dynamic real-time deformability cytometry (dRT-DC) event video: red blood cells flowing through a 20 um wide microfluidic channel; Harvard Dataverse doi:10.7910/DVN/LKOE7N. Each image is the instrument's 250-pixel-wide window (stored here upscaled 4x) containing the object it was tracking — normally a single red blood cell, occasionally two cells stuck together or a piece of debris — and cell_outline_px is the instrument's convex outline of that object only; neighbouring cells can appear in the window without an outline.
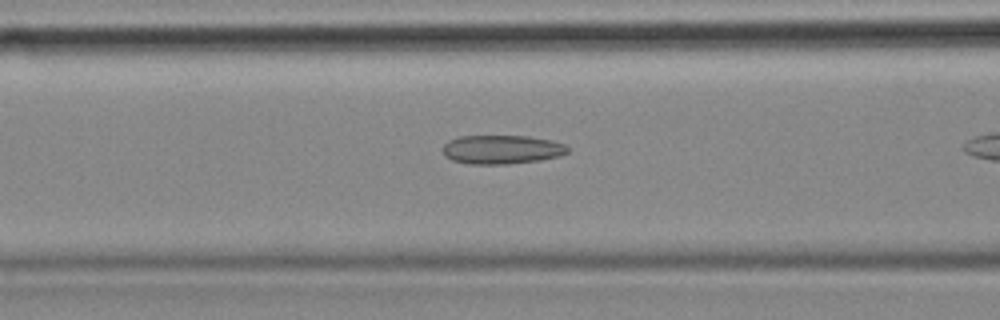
{"species": "common noctule bat (a hibernating species)", "species_latin": "Nyctalus noctula", "temperature_condition": "cold", "stored_images_in_passage": 22, "camera_frame_rate_fps": 3000, "um_per_image_px": 0.085, "animal": {"sex": "female", "body_mass_g": 18.4}, "frame": {"image": 1, "passage_image": 13, "time_ms": 4.0, "image_size_px": [1000, 320], "cell_outline_px": [[568, 152], [560, 156], [540, 160], [508, 164], [472, 164], [452, 160], [444, 156], [444, 144], [448, 140], [460, 136], [528, 136], [552, 140], [564, 144], [568, 148]], "centroid_in_image_um": [42.66, 12.7], "position_along_channel_um": 123.9, "area_um2": 21.04}}